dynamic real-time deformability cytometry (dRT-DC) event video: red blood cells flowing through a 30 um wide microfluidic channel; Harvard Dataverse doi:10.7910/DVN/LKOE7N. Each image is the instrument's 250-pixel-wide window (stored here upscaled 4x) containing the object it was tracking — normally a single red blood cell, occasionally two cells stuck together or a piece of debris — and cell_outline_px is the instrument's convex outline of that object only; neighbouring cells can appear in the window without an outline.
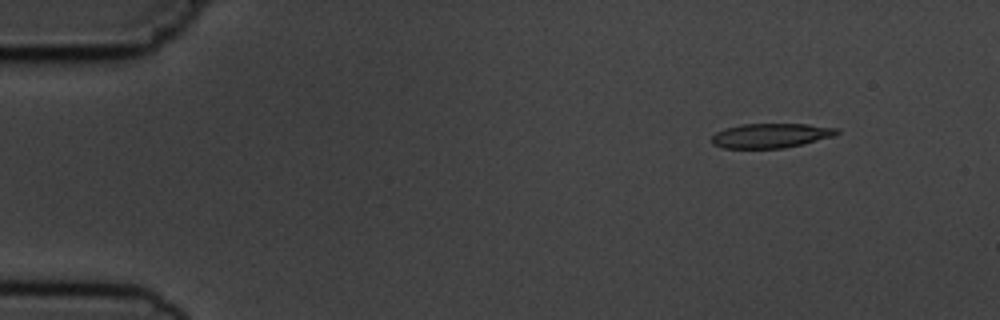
{"species": "common noctule bat (a hibernating species)", "species_latin": "Nyctalus noctula", "temperature_condition": "cold", "stored_images_in_passage": 5, "camera_frame_rate_fps": 3000, "um_per_image_px": 0.085, "animal": {"sex": "male", "body_mass_g": 19.5, "forearm_length_mm": 54.6}, "frame": {"image": 1, "passage_image": 2, "time_ms": 1.333, "image_size_px": [1000, 320], "cell_outline_px": [[840, 132], [832, 136], [804, 144], [784, 148], [724, 148], [712, 144], [712, 136], [716, 132], [728, 128], [744, 124], [808, 124], [840, 128]], "centroid_in_image_um": [65.56, 11.53], "position_along_channel_um": 19.4, "area_um2": 17.8}}
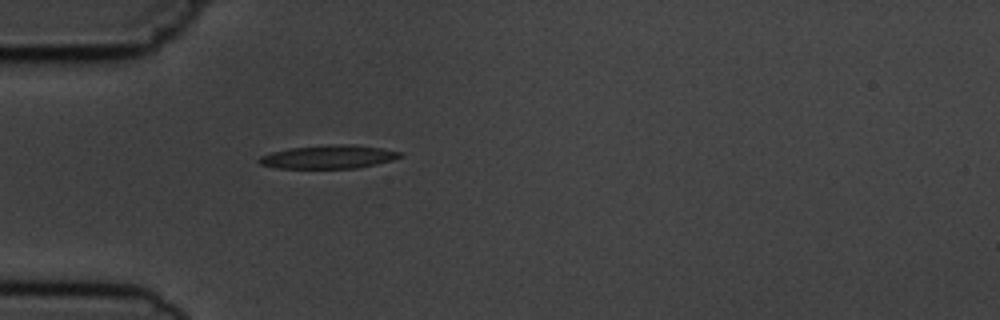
{"frame": {"image": 2, "passage_image": 5, "time_ms": 4.667, "image_size_px": [1000, 320], "cell_outline_px": [[404, 156], [392, 160], [376, 164], [356, 168], [276, 168], [260, 164], [256, 160], [260, 156], [272, 152], [288, 148], [328, 144], [352, 144], [380, 148], [404, 152]], "centroid_in_image_um": [27.93, 13.32], "position_along_channel_um": 57.1, "area_um2": 19.42}}